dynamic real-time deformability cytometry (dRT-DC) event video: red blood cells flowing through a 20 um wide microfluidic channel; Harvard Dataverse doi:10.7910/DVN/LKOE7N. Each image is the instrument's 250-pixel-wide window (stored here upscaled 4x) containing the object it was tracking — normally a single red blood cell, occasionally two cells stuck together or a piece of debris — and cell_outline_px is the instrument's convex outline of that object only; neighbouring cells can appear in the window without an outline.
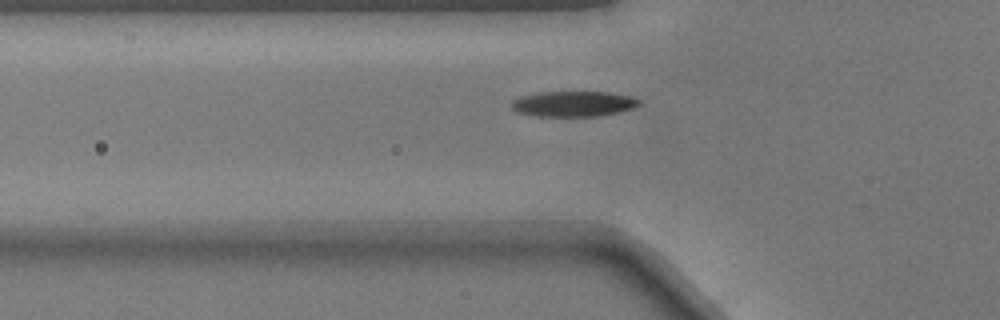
{"species": "common noctule bat (a hibernating species)", "species_latin": "Nyctalus noctula", "temperature_condition": "warm", "stored_images_in_passage": 37, "camera_frame_rate_fps": 3000, "um_per_image_px": 0.085, "animal": {"sex": "male", "body_mass_g": 17.9}, "frame": {"image": 1, "passage_image": 4, "time_ms": 1.0, "image_size_px": [1000, 320], "cell_outline_px": [[640, 104], [632, 108], [620, 112], [600, 116], [536, 116], [516, 112], [512, 108], [512, 100], [520, 96], [540, 92], [608, 92], [628, 96], [640, 100]], "centroid_in_image_um": [48.72, 8.83], "position_along_channel_um": 77.1, "area_um2": 18.9}}
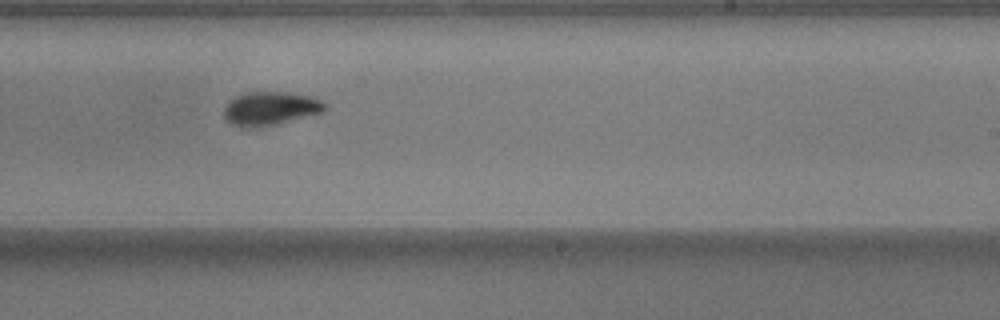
{"frame": {"image": 2, "passage_image": 18, "time_ms": 5.667, "image_size_px": [1000, 320], "cell_outline_px": [[328, 108], [324, 112], [260, 128], [248, 128], [232, 124], [224, 116], [224, 108], [236, 96], [248, 92], [284, 92], [308, 96], [320, 100], [328, 104]], "centroid_in_image_um": [23.02, 9.23], "position_along_channel_um": 266.0, "area_um2": 19.65}}
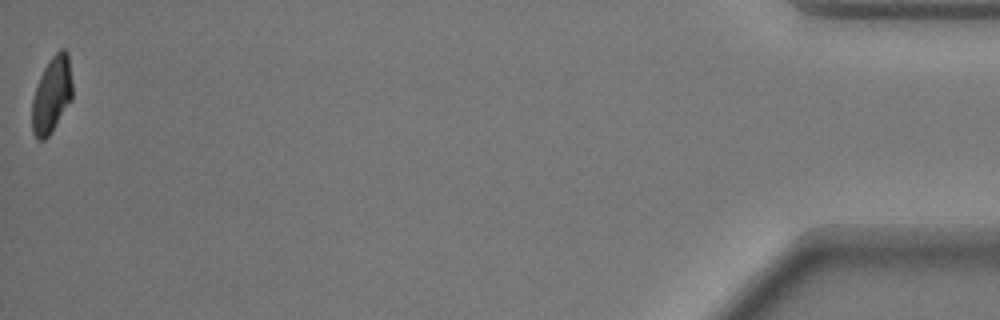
{"frame": {"image": 3, "passage_image": 37, "time_ms": 12.0, "image_size_px": [1000, 320], "cell_outline_px": [[72, 100], [48, 136], [44, 140], [36, 140], [32, 132], [32, 100], [40, 76], [48, 60], [60, 48], [64, 48], [68, 52], [72, 80]], "centroid_in_image_um": [4.4, 8.04], "position_along_channel_um": 430.8, "area_um2": 18.03}}